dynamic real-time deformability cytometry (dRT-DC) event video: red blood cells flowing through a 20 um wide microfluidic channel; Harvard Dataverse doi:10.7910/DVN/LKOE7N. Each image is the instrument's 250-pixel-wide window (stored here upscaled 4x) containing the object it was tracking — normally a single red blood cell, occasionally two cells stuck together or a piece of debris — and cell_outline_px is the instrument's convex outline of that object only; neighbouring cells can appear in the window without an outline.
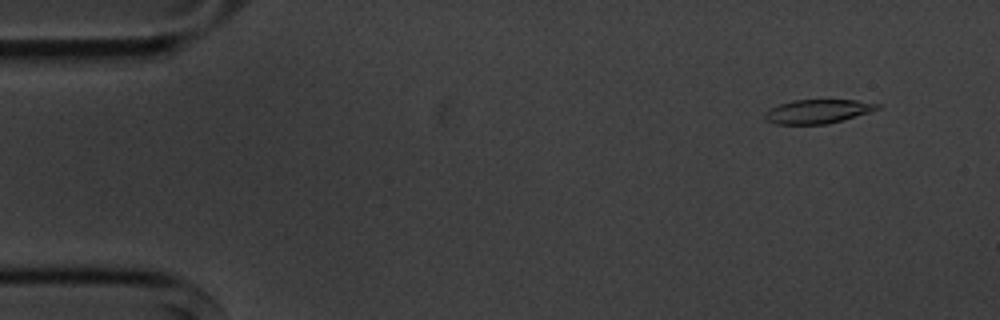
{"species": "common noctule bat (a hibernating species)", "species_latin": "Nyctalus noctula", "temperature_condition": "cold", "stored_images_in_passage": 5, "camera_frame_rate_fps": 3000, "um_per_image_px": 0.085, "animal": {"sex": "male", "body_mass_g": 20.1, "forearm_length_mm": 53.5}, "frame": {"image": 1, "passage_image": 2, "time_ms": 1.0, "image_size_px": [1000, 320], "cell_outline_px": [[884, 104], [880, 108], [868, 112], [828, 124], [776, 124], [764, 120], [764, 112], [780, 104], [792, 100], [856, 100]], "centroid_in_image_um": [69.5, 9.47], "position_along_channel_um": 15.5, "area_um2": 15.66}}